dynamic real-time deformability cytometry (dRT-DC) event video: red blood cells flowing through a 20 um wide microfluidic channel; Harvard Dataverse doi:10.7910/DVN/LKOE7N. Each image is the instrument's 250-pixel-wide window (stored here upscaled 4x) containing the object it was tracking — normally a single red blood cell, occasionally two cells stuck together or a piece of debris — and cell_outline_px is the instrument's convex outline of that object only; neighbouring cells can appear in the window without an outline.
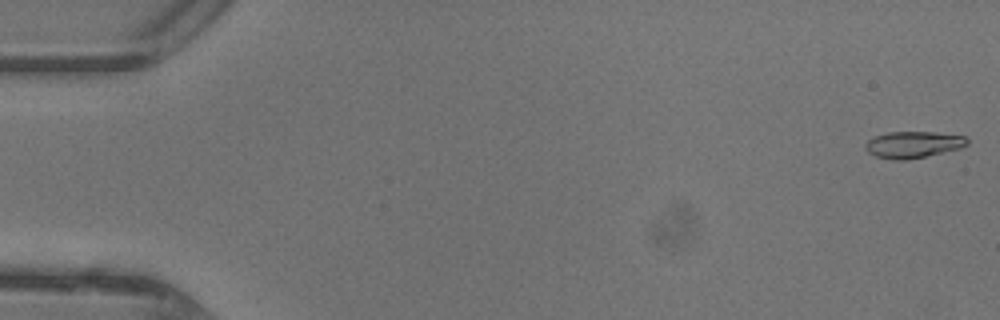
{"species": "common noctule bat (a hibernating species)", "species_latin": "Nyctalus noctula", "temperature_condition": "warm", "stored_images_in_passage": 13, "camera_frame_rate_fps": 3000, "um_per_image_px": 0.085, "animal": {"sex": "female"}, "frame": {"image": 1, "passage_image": 1, "time_ms": 0.0, "image_size_px": [1000, 320], "cell_outline_px": [[968, 144], [960, 148], [908, 160], [892, 160], [876, 156], [868, 152], [864, 148], [864, 144], [868, 140], [876, 136], [888, 132], [936, 132], [964, 136], [968, 140]], "centroid_in_image_um": [77.59, 12.29], "position_along_channel_um": 7.4, "area_um2": 15.72}}
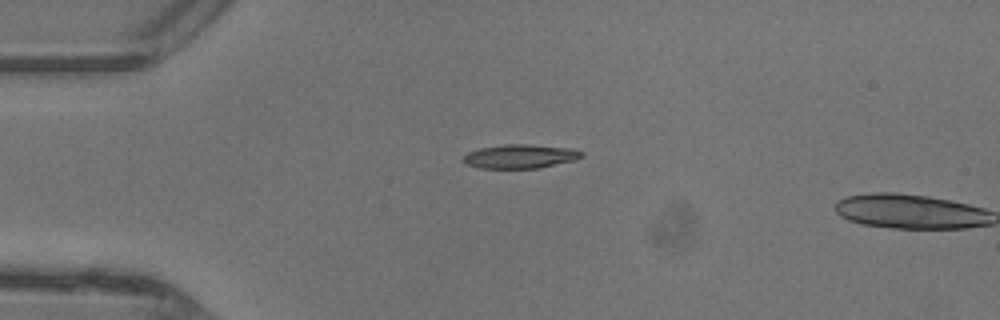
{"frame": {"image": 2, "passage_image": 12, "time_ms": 3.667, "image_size_px": [1000, 320], "cell_outline_px": [[584, 156], [576, 160], [540, 168], [480, 168], [468, 164], [464, 160], [464, 156], [468, 152], [480, 148], [504, 144], [528, 144], [572, 148], [580, 152]], "centroid_in_image_um": [44.25, 13.29], "position_along_channel_um": 40.7, "area_um2": 16.42}}